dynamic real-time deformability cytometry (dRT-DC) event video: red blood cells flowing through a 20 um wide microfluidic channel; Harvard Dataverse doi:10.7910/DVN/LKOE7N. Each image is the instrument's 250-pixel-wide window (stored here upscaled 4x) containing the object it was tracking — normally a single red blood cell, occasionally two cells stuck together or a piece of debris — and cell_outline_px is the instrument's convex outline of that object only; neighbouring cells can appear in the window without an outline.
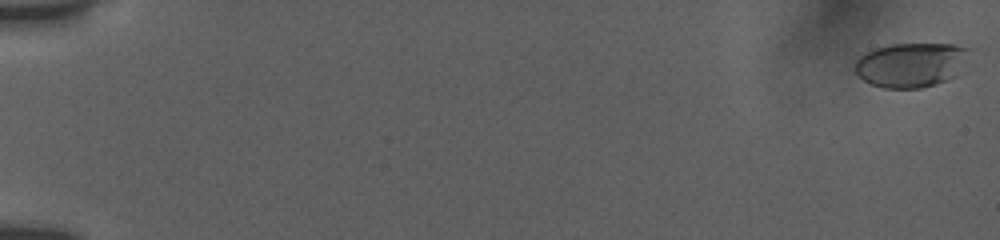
{"species": "human", "species_latin": "Homo sapiens", "temperature_condition": "room temperature", "stored_images_in_passage": 15, "camera_frame_rate_fps": 3000, "um_per_image_px": 0.085, "donor": {"sex": "female"}, "frame": {"image": 1, "passage_image": 1, "time_ms": 0.0, "image_size_px": [1000, 240], "cell_outline_px": [[968, 48], [956, 76], [920, 88], [884, 88], [872, 84], [864, 80], [856, 72], [856, 60], [860, 56], [876, 48], [892, 44], [952, 44]], "centroid_in_image_um": [77.38, 5.51], "position_along_channel_um": 7.6, "area_um2": 28.78}}